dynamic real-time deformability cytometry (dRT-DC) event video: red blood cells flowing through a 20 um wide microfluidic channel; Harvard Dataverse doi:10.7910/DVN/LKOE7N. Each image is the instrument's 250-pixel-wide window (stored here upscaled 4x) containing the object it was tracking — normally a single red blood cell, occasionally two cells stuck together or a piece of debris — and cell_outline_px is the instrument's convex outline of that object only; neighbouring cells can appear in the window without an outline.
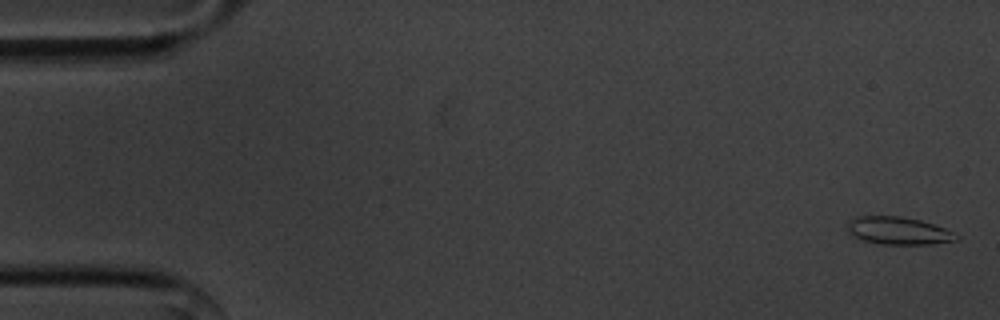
{"species": "common noctule bat (a hibernating species)", "species_latin": "Nyctalus noctula", "temperature_condition": "cold", "stored_images_in_passage": 55, "camera_frame_rate_fps": 3000, "um_per_image_px": 0.085, "animal": {"sex": "male", "body_mass_g": 20.1, "forearm_length_mm": 53.5}, "frame": {"image": 1, "passage_image": 1, "time_ms": 0.0, "image_size_px": [1000, 320], "cell_outline_px": [[960, 240], [932, 244], [880, 244], [860, 240], [848, 232], [848, 224], [852, 220], [860, 216], [900, 216], [920, 220], [944, 228], [960, 236]], "centroid_in_image_um": [76.39, 19.63], "position_along_channel_um": 8.6, "area_um2": 17.46}}
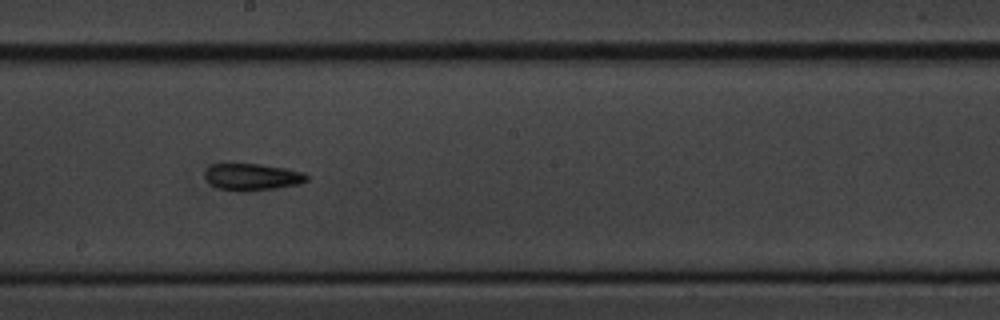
{"frame": {"image": 2, "passage_image": 30, "time_ms": 9.667, "image_size_px": [1000, 320], "cell_outline_px": [[308, 180], [300, 184], [276, 188], [244, 192], [216, 188], [208, 184], [204, 176], [204, 172], [212, 164], [260, 164], [284, 168], [304, 172], [308, 176]], "centroid_in_image_um": [21.41, 15.05], "position_along_channel_um": 226.8, "area_um2": 16.13}}
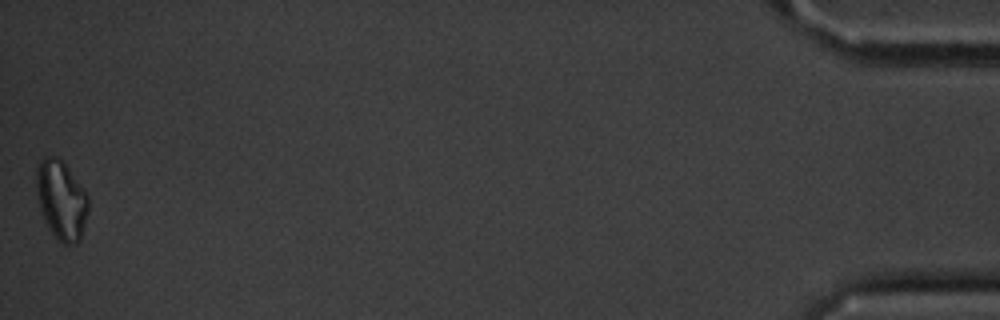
{"frame": {"image": 3, "passage_image": 55, "time_ms": 18.0, "image_size_px": [1000, 320], "cell_outline_px": [[88, 212], [80, 240], [76, 244], [64, 244], [48, 228], [40, 208], [36, 184], [36, 168], [40, 160], [44, 156], [56, 156], [68, 168], [84, 188], [88, 196]], "centroid_in_image_um": [5.22, 16.99], "position_along_channel_um": 430.0, "area_um2": 23.76}, "authors_computed_cell_mechanics": {"area_um2": 16.1262, "velocity_mm_per_s": 3.5801, "shape_relaxation_time_tau1_ms": 4.1668, "shape_relaxation_time_tau2_ms": 4.4664, "deformation_change_tau1": 0.1226, "deformation_change_tau2": 0.1278}}